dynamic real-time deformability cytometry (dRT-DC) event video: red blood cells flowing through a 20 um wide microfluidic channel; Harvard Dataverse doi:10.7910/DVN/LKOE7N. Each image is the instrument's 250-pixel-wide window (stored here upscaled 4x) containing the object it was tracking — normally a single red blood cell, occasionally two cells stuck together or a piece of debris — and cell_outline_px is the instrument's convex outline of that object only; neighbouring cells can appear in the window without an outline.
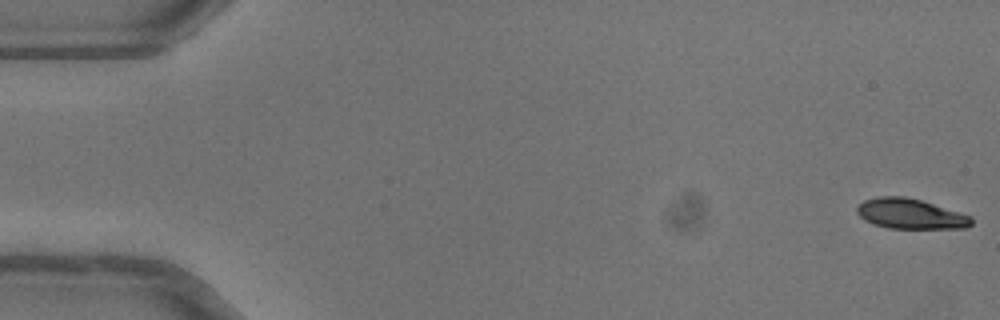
{"species": "common noctule bat (a hibernating species)", "species_latin": "Nyctalus noctula", "temperature_condition": "warm", "stored_images_in_passage": 10, "camera_frame_rate_fps": 3000, "um_per_image_px": 0.085, "animal": {"sex": "female"}, "frame": {"image": 1, "passage_image": 1, "time_ms": 0.0, "image_size_px": [1000, 320], "cell_outline_px": [[972, 224], [968, 228], [888, 228], [872, 224], [864, 220], [856, 212], [856, 208], [864, 200], [880, 196], [904, 196], [920, 200], [972, 216]], "centroid_in_image_um": [77.37, 18.18], "position_along_channel_um": 7.6, "area_um2": 20.06}}